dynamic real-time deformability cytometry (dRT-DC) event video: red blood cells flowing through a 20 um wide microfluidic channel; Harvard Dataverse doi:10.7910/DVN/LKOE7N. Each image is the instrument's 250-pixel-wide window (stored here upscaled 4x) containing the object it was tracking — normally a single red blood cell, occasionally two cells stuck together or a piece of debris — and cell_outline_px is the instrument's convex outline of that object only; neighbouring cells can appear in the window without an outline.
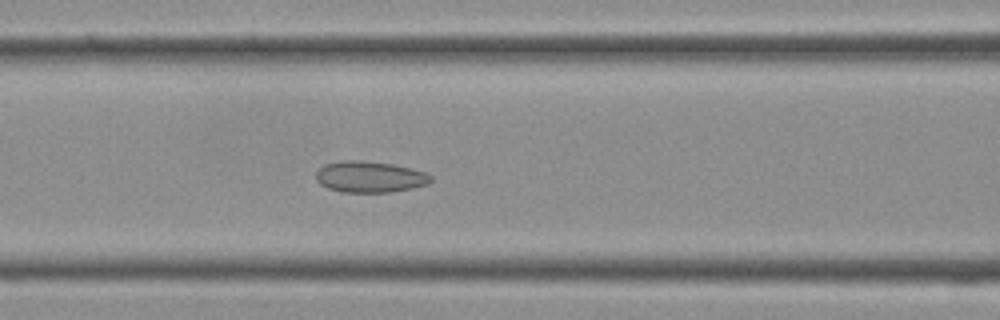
{"species": "Egyptian fruit bat (a non-hibernating species)", "species_latin": "Rousettus aegyptiacus", "temperature_condition": "cold", "stored_images_in_passage": 38, "camera_frame_rate_fps": 3000, "um_per_image_px": 0.085, "frame": {"image": 1, "passage_image": 16, "time_ms": 5.0, "image_size_px": [1000, 320], "cell_outline_px": [[432, 180], [428, 184], [412, 188], [388, 192], [340, 192], [328, 188], [320, 184], [316, 180], [316, 172], [324, 164], [344, 160], [360, 160], [392, 164], [424, 172], [432, 176]], "centroid_in_image_um": [31.4, 15.03], "position_along_channel_um": 135.2, "area_um2": 20.81}}
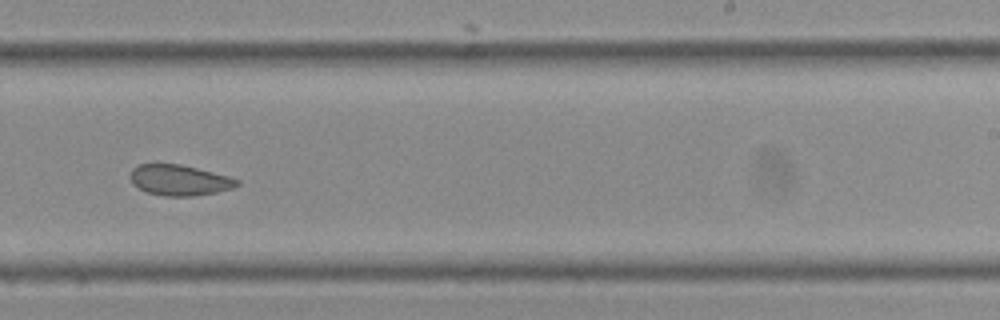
{"frame": {"image": 2, "passage_image": 24, "time_ms": 7.667, "image_size_px": [1000, 320], "cell_outline_px": [[240, 184], [232, 188], [216, 192], [192, 196], [164, 196], [148, 192], [132, 184], [132, 168], [136, 164], [156, 160], [180, 164], [228, 176], [240, 180]], "centroid_in_image_um": [15.2, 15.26], "position_along_channel_um": 273.8, "area_um2": 19.48}}
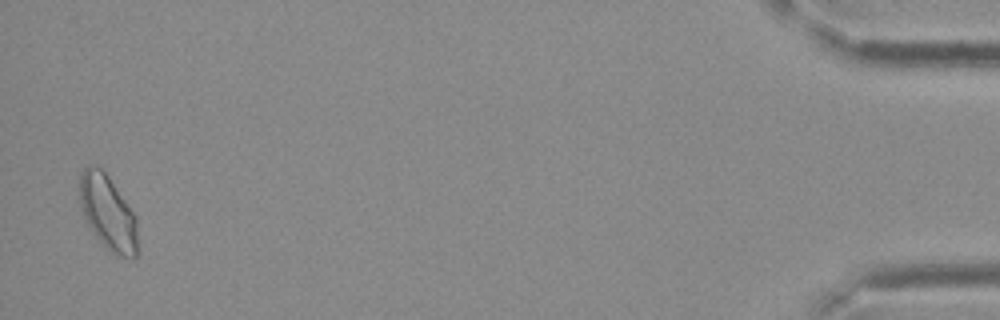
{"frame": {"image": 3, "passage_image": 38, "time_ms": 12.333, "image_size_px": [1000, 320], "cell_outline_px": [[136, 256], [132, 260], [116, 256], [92, 232], [84, 220], [80, 204], [80, 172], [88, 164], [96, 164], [108, 176], [136, 216]], "centroid_in_image_um": [9.14, 18.06], "position_along_channel_um": 426.1, "area_um2": 25.2}}